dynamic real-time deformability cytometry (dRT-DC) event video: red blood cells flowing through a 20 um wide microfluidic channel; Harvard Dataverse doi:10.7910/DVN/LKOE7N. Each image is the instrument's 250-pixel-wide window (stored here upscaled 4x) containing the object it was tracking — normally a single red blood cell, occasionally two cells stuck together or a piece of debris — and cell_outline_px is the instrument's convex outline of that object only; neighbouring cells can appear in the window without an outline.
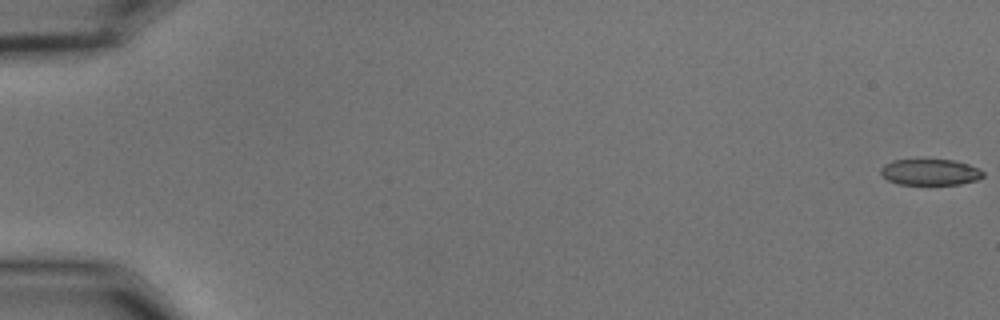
{"species": "common noctule bat (a hibernating species)", "species_latin": "Nyctalus noctula", "temperature_condition": "cold", "stored_images_in_passage": 57, "camera_frame_rate_fps": 3000, "um_per_image_px": 0.085, "animal": {"sex": "male", "body_mass_g": 15.6}, "frame": {"image": 1, "passage_image": 1, "time_ms": 0.0, "image_size_px": [1000, 320], "cell_outline_px": [[984, 176], [976, 180], [960, 184], [900, 184], [888, 180], [880, 172], [880, 168], [884, 164], [892, 160], [952, 160], [968, 164], [980, 168], [984, 172]], "centroid_in_image_um": [79.08, 14.63], "position_along_channel_um": 5.9, "area_um2": 15.49}}
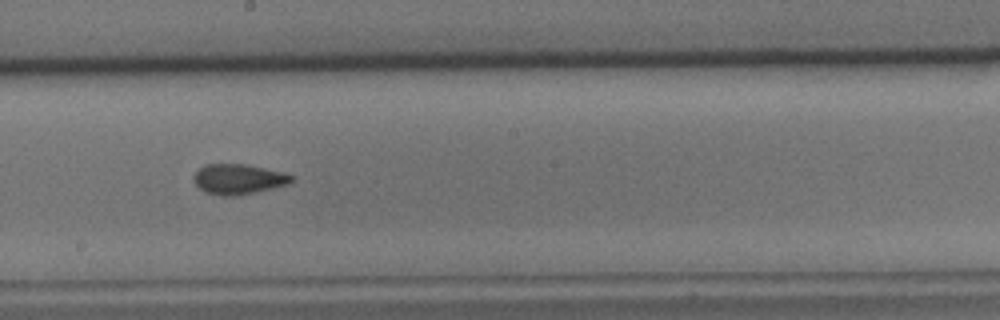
{"frame": {"image": 2, "passage_image": 33, "time_ms": 10.667, "image_size_px": [1000, 320], "cell_outline_px": [[292, 184], [256, 192], [236, 196], [224, 196], [204, 192], [192, 180], [192, 176], [204, 164], [248, 164], [284, 172], [292, 176]], "centroid_in_image_um": [20.27, 15.23], "position_along_channel_um": 227.9, "area_um2": 17.46}}
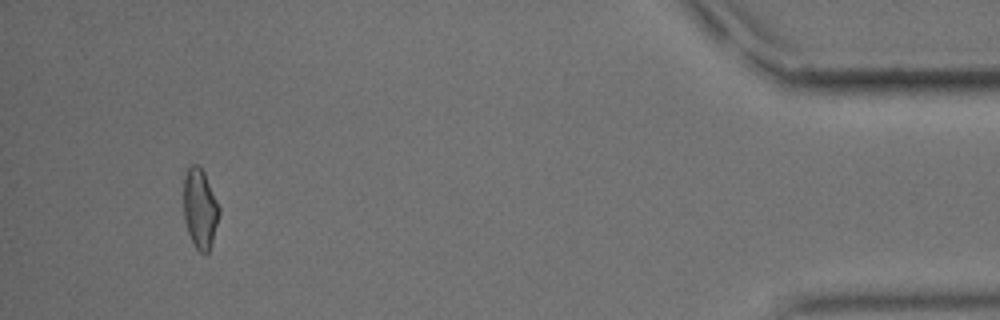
{"frame": {"image": 3, "passage_image": 54, "time_ms": 17.667, "image_size_px": [1000, 320], "cell_outline_px": [[220, 212], [212, 244], [208, 252], [204, 256], [196, 248], [188, 232], [184, 220], [184, 176], [188, 168], [192, 164], [200, 164], [204, 172], [220, 208]], "centroid_in_image_um": [17.0, 17.73], "position_along_channel_um": 418.2, "area_um2": 16.59}, "authors_computed_cell_mechanics": {"area_um2": 16.8776, "velocity_mm_per_s": 3.6265, "shape_relaxation_time_tau1_ms": 10.0011, "shape_relaxation_time_tau2_ms": 1.9112, "deformation_change_tau1": 0.2039, "deformation_change_tau2": 0.0827}}